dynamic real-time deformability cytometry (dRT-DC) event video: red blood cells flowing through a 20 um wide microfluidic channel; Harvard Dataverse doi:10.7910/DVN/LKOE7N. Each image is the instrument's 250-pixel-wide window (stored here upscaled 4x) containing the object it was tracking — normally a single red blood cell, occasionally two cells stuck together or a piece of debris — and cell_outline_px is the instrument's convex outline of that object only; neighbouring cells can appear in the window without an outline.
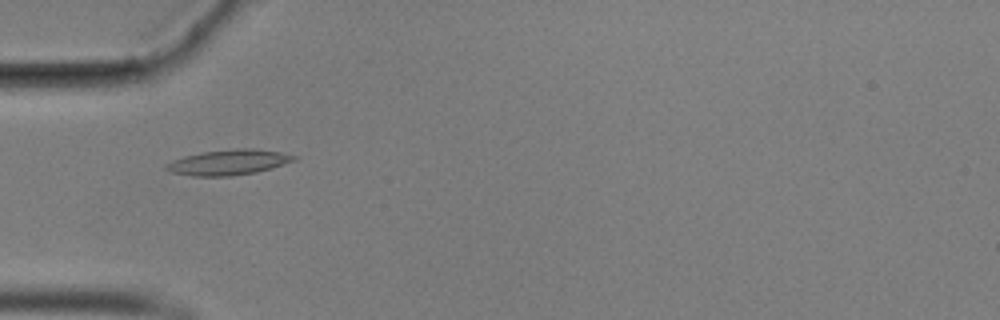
{"species": "common noctule bat (a hibernating species)", "species_latin": "Nyctalus noctula", "temperature_condition": "cold", "stored_images_in_passage": 50, "camera_frame_rate_fps": 3000, "um_per_image_px": 0.085, "animal": {"sex": "male", "body_mass_g": 17.9}, "frame": {"image": 1, "passage_image": 11, "time_ms": 3.333, "image_size_px": [1000, 320], "cell_outline_px": [[300, 156], [296, 160], [256, 172], [232, 176], [192, 176], [172, 172], [164, 168], [164, 164], [172, 160], [184, 156], [200, 152], [240, 148], [252, 148], [280, 152]], "centroid_in_image_um": [19.41, 13.79], "position_along_channel_um": 65.6, "area_um2": 18.9}}
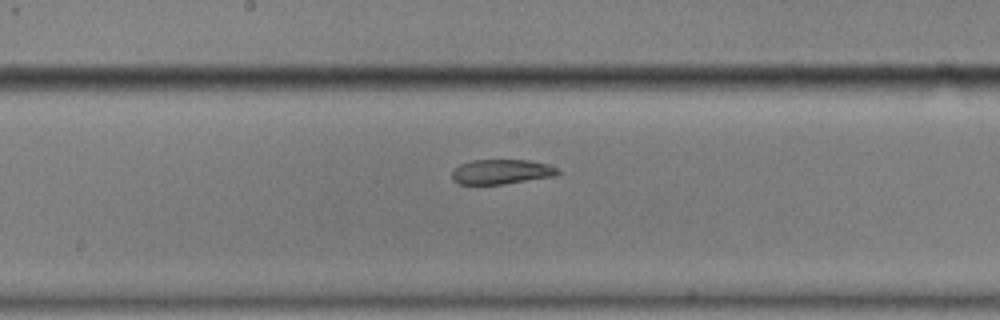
{"frame": {"image": 2, "passage_image": 23, "time_ms": 7.333, "image_size_px": [1000, 320], "cell_outline_px": [[560, 172], [556, 176], [504, 184], [460, 184], [452, 180], [452, 172], [460, 164], [472, 160], [528, 160], [548, 164], [560, 168]], "centroid_in_image_um": [42.66, 14.6], "position_along_channel_um": 205.5, "area_um2": 15.37}}
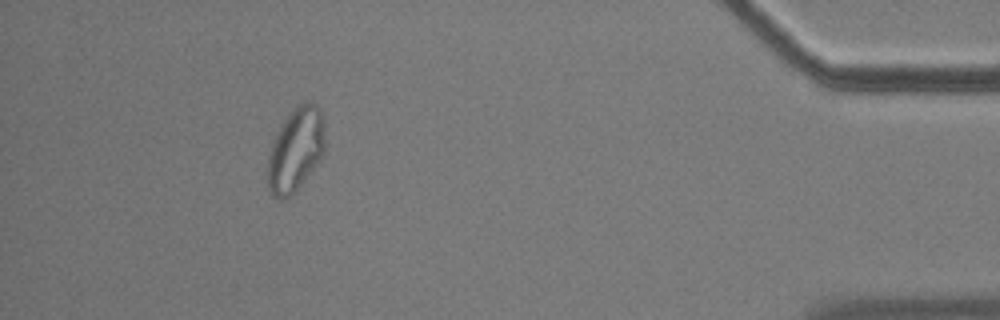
{"frame": {"image": 3, "passage_image": 45, "time_ms": 14.667, "image_size_px": [1000, 320], "cell_outline_px": [[324, 156], [292, 196], [284, 200], [280, 200], [268, 188], [268, 156], [272, 140], [280, 124], [296, 104], [304, 100], [312, 100], [316, 104], [320, 112], [324, 124]], "centroid_in_image_um": [25.14, 12.69], "position_along_channel_um": 410.1, "area_um2": 28.5}, "authors_computed_cell_mechanics": {"area_um2": 17.7446, "velocity_mm_per_s": 3.5289, "shape_relaxation_time_tau1_ms": null, "shape_relaxation_time_tau2_ms": 2.369, "deformation_change_tau1": null, "deformation_change_tau2": 0.0828}}